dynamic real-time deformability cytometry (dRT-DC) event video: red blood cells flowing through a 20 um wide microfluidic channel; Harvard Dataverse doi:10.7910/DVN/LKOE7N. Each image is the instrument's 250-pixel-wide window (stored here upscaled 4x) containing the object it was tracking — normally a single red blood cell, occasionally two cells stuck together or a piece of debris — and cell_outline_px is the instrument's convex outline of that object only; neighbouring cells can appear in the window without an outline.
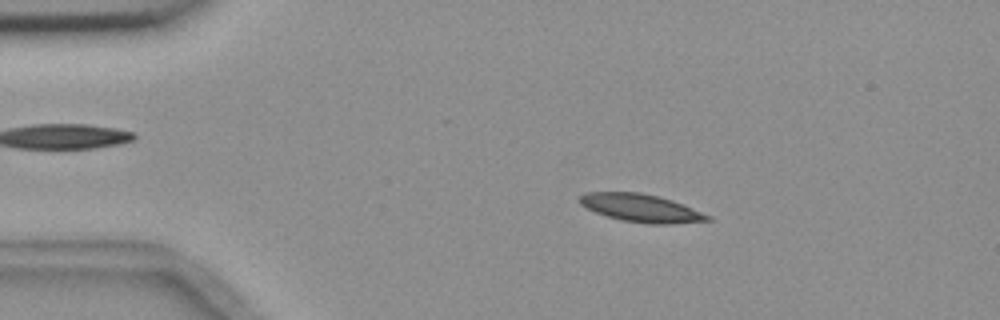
{"species": "common noctule bat (a hibernating species)", "species_latin": "Nyctalus noctula", "temperature_condition": "room temperature", "stored_images_in_passage": 7, "camera_frame_rate_fps": 3000, "um_per_image_px": 0.085, "animal": {"sex": "female", "body_mass_g": 18.4}, "frame": {"image": 1, "passage_image": 2, "time_ms": 2.0, "image_size_px": [1000, 320], "cell_outline_px": [[712, 220], [672, 224], [648, 224], [620, 220], [596, 212], [580, 204], [576, 200], [584, 192], [640, 192], [672, 200], [712, 216]], "centroid_in_image_um": [54.48, 17.68], "position_along_channel_um": 30.5, "area_um2": 20.81}}
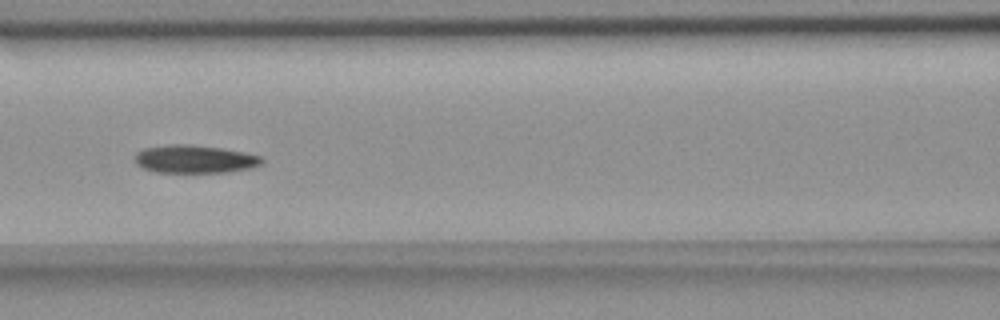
{"frame": {"image": 2, "passage_image": 6, "time_ms": 6.667, "image_size_px": [1000, 320], "cell_outline_px": [[264, 160], [260, 164], [252, 168], [228, 172], [156, 172], [144, 168], [136, 164], [136, 152], [144, 148], [176, 144], [184, 144], [220, 148], [244, 152], [260, 156]], "centroid_in_image_um": [16.56, 13.53], "position_along_channel_um": 150.0, "area_um2": 20.46}}
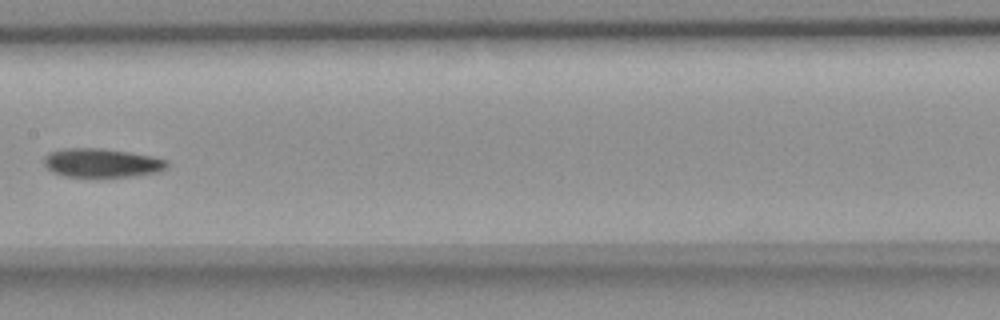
{"frame": {"image": 3, "passage_image": 7, "time_ms": 8.0, "image_size_px": [1000, 320], "cell_outline_px": [[168, 164], [160, 172], [132, 176], [64, 176], [52, 172], [44, 164], [44, 156], [48, 152], [64, 148], [100, 148], [128, 152], [152, 156], [168, 160]], "centroid_in_image_um": [8.63, 13.83], "position_along_channel_um": 198.8, "area_um2": 20.58}}